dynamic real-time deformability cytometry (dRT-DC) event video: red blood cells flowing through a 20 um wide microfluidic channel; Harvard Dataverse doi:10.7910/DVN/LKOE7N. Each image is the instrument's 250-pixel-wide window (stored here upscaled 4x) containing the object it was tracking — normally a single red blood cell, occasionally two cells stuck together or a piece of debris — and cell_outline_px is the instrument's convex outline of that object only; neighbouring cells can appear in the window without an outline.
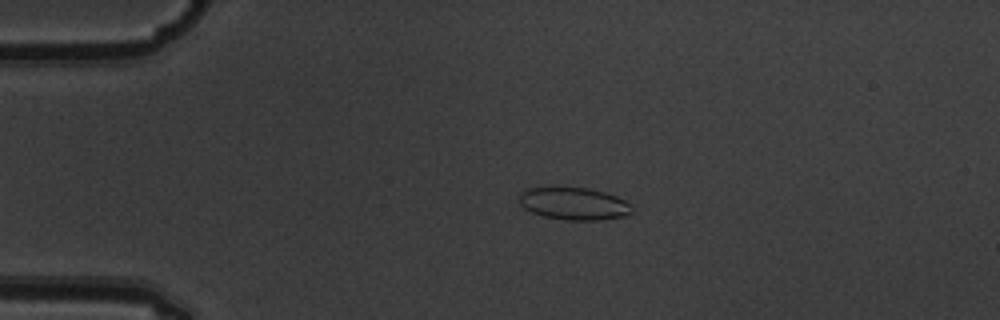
{"species": "common noctule bat (a hibernating species)", "species_latin": "Nyctalus noctula", "temperature_condition": "warm", "stored_images_in_passage": 7, "camera_frame_rate_fps": 3000, "um_per_image_px": 0.085, "animal": {"sex": "male", "body_mass_g": 19.5, "forearm_length_mm": 54.6}, "frame": {"image": 1, "passage_image": 4, "time_ms": 1.0, "image_size_px": [1000, 320], "cell_outline_px": [[632, 212], [624, 216], [600, 220], [564, 220], [544, 216], [532, 212], [524, 208], [520, 204], [520, 192], [524, 188], [552, 184], [588, 188], [604, 192], [616, 196], [632, 204]], "centroid_in_image_um": [48.72, 17.26], "position_along_channel_um": 36.3, "area_um2": 22.14}}
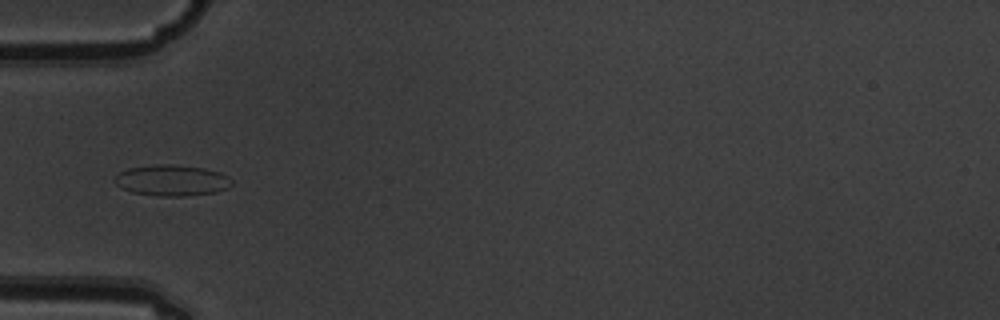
{"frame": {"image": 2, "passage_image": 6, "time_ms": 1.667, "image_size_px": [1000, 320], "cell_outline_px": [[232, 184], [228, 188], [216, 192], [184, 196], [160, 196], [132, 192], [120, 188], [112, 180], [120, 172], [128, 168], [156, 164], [172, 164], [204, 168], [220, 172], [228, 176], [232, 180]], "centroid_in_image_um": [14.6, 15.33], "position_along_channel_um": 70.4, "area_um2": 21.27}}
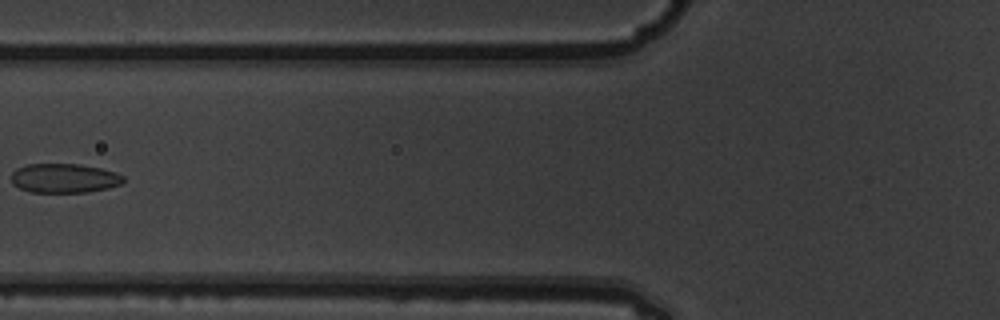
{"frame": {"image": 3, "passage_image": 7, "time_ms": 2.0, "image_size_px": [1000, 320], "cell_outline_px": [[124, 180], [120, 184], [108, 188], [88, 192], [28, 192], [12, 184], [12, 172], [16, 168], [28, 164], [80, 164], [100, 168], [124, 176]], "centroid_in_image_um": [5.43, 15.15], "position_along_channel_um": 120.4, "area_um2": 19.07}}